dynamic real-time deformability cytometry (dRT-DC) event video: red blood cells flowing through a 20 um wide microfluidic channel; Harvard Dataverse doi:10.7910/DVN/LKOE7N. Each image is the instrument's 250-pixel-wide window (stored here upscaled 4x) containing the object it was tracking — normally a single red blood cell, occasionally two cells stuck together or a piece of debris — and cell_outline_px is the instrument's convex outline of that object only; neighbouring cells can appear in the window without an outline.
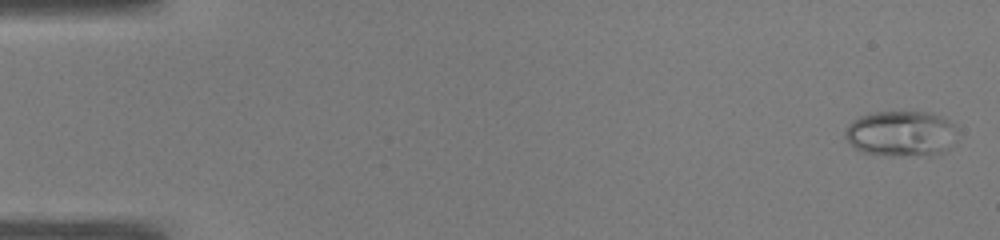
{"species": "common noctule bat (a hibernating species)", "species_latin": "Nyctalus noctula", "temperature_condition": "warm", "stored_images_in_passage": 51, "camera_frame_rate_fps": 3000, "um_per_image_px": 0.085, "animal": {"sex": "male", "body_mass_g": 19.0, "forearm_length_mm": 50.8}, "frame": {"image": 1, "passage_image": 2, "time_ms": 0.333, "image_size_px": [1000, 240], "cell_outline_px": [[952, 124], [948, 148], [944, 152], [932, 156], [892, 156], [864, 152], [856, 148], [844, 136], [844, 132], [848, 124], [852, 120], [860, 116], [872, 112], [932, 112], [948, 120]], "centroid_in_image_um": [76.5, 11.36], "position_along_channel_um": 8.5, "area_um2": 29.42}}
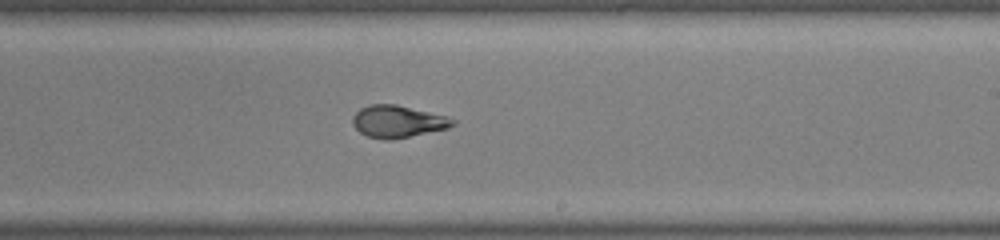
{"frame": {"image": 2, "passage_image": 31, "time_ms": 10.0, "image_size_px": [1000, 240], "cell_outline_px": [[456, 124], [448, 128], [388, 140], [384, 140], [368, 136], [360, 132], [352, 124], [352, 116], [360, 108], [368, 104], [396, 104], [448, 116], [456, 120]], "centroid_in_image_um": [33.8, 10.31], "position_along_channel_um": 255.2, "area_um2": 18.73}}
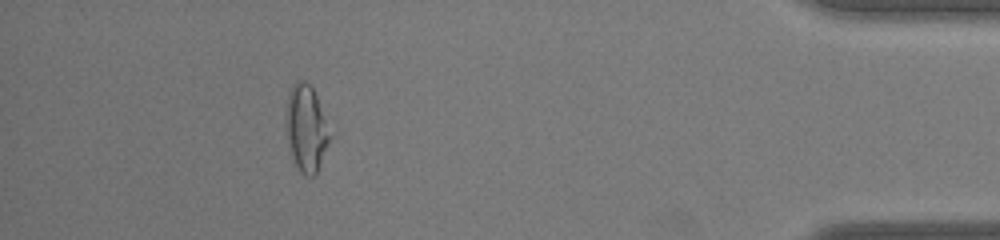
{"frame": {"image": 3, "passage_image": 46, "time_ms": 15.0, "image_size_px": [1000, 240], "cell_outline_px": [[336, 132], [316, 172], [312, 176], [308, 176], [300, 172], [292, 160], [288, 148], [288, 92], [292, 84], [296, 80], [304, 80], [312, 88]], "centroid_in_image_um": [26.13, 10.92], "position_along_channel_um": 409.1, "area_um2": 22.72}, "authors_computed_cell_mechanics": {"area_um2": 21.4438, "velocity_mm_per_s": 4.0739, "shape_relaxation_time_tau1_ms": null, "shape_relaxation_time_tau2_ms": 1.2678, "deformation_change_tau1": null, "deformation_change_tau2": 0.0731}}